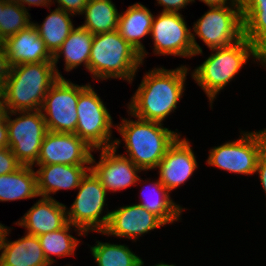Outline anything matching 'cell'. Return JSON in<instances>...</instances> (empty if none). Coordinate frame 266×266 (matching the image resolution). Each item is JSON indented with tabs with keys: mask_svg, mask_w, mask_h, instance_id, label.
I'll return each mask as SVG.
<instances>
[{
	"mask_svg": "<svg viewBox=\"0 0 266 266\" xmlns=\"http://www.w3.org/2000/svg\"><path fill=\"white\" fill-rule=\"evenodd\" d=\"M188 67L153 68L145 74L128 104V113L142 120L162 121L177 109L183 96Z\"/></svg>",
	"mask_w": 266,
	"mask_h": 266,
	"instance_id": "obj_1",
	"label": "cell"
},
{
	"mask_svg": "<svg viewBox=\"0 0 266 266\" xmlns=\"http://www.w3.org/2000/svg\"><path fill=\"white\" fill-rule=\"evenodd\" d=\"M58 79L53 62L12 66L1 94L6 112L40 110L48 90Z\"/></svg>",
	"mask_w": 266,
	"mask_h": 266,
	"instance_id": "obj_2",
	"label": "cell"
},
{
	"mask_svg": "<svg viewBox=\"0 0 266 266\" xmlns=\"http://www.w3.org/2000/svg\"><path fill=\"white\" fill-rule=\"evenodd\" d=\"M212 51L214 53L191 73L209 98L211 108L217 94L232 81L251 56L262 65L264 61V55L245 37Z\"/></svg>",
	"mask_w": 266,
	"mask_h": 266,
	"instance_id": "obj_3",
	"label": "cell"
},
{
	"mask_svg": "<svg viewBox=\"0 0 266 266\" xmlns=\"http://www.w3.org/2000/svg\"><path fill=\"white\" fill-rule=\"evenodd\" d=\"M122 118L116 126L127 149L128 158L142 171L156 169L169 146L180 135L163 127L162 123Z\"/></svg>",
	"mask_w": 266,
	"mask_h": 266,
	"instance_id": "obj_4",
	"label": "cell"
},
{
	"mask_svg": "<svg viewBox=\"0 0 266 266\" xmlns=\"http://www.w3.org/2000/svg\"><path fill=\"white\" fill-rule=\"evenodd\" d=\"M142 59L118 30L93 36L89 58V72L93 79H123L131 83L140 69Z\"/></svg>",
	"mask_w": 266,
	"mask_h": 266,
	"instance_id": "obj_5",
	"label": "cell"
},
{
	"mask_svg": "<svg viewBox=\"0 0 266 266\" xmlns=\"http://www.w3.org/2000/svg\"><path fill=\"white\" fill-rule=\"evenodd\" d=\"M192 42L195 56L202 54L195 35L212 49L230 46L244 37V23L241 5L210 7L193 25Z\"/></svg>",
	"mask_w": 266,
	"mask_h": 266,
	"instance_id": "obj_6",
	"label": "cell"
},
{
	"mask_svg": "<svg viewBox=\"0 0 266 266\" xmlns=\"http://www.w3.org/2000/svg\"><path fill=\"white\" fill-rule=\"evenodd\" d=\"M75 134L94 150L113 147L112 117L91 85L79 86Z\"/></svg>",
	"mask_w": 266,
	"mask_h": 266,
	"instance_id": "obj_7",
	"label": "cell"
},
{
	"mask_svg": "<svg viewBox=\"0 0 266 266\" xmlns=\"http://www.w3.org/2000/svg\"><path fill=\"white\" fill-rule=\"evenodd\" d=\"M13 115L19 116L12 120ZM6 122L8 147L22 166L33 167L48 132L41 110L6 112Z\"/></svg>",
	"mask_w": 266,
	"mask_h": 266,
	"instance_id": "obj_8",
	"label": "cell"
},
{
	"mask_svg": "<svg viewBox=\"0 0 266 266\" xmlns=\"http://www.w3.org/2000/svg\"><path fill=\"white\" fill-rule=\"evenodd\" d=\"M242 134L238 140L210 149L207 164L235 174H255L259 155L266 146V128Z\"/></svg>",
	"mask_w": 266,
	"mask_h": 266,
	"instance_id": "obj_9",
	"label": "cell"
},
{
	"mask_svg": "<svg viewBox=\"0 0 266 266\" xmlns=\"http://www.w3.org/2000/svg\"><path fill=\"white\" fill-rule=\"evenodd\" d=\"M78 194L69 210H66L70 224L82 229L86 234L90 231L103 232L110 218V212L101 217L106 202V189L90 170L77 188Z\"/></svg>",
	"mask_w": 266,
	"mask_h": 266,
	"instance_id": "obj_10",
	"label": "cell"
},
{
	"mask_svg": "<svg viewBox=\"0 0 266 266\" xmlns=\"http://www.w3.org/2000/svg\"><path fill=\"white\" fill-rule=\"evenodd\" d=\"M79 85L59 78L48 90L41 112L48 131L75 133ZM45 112V113H44Z\"/></svg>",
	"mask_w": 266,
	"mask_h": 266,
	"instance_id": "obj_11",
	"label": "cell"
},
{
	"mask_svg": "<svg viewBox=\"0 0 266 266\" xmlns=\"http://www.w3.org/2000/svg\"><path fill=\"white\" fill-rule=\"evenodd\" d=\"M150 35L154 54L194 57L192 31L181 13L161 12L153 19Z\"/></svg>",
	"mask_w": 266,
	"mask_h": 266,
	"instance_id": "obj_12",
	"label": "cell"
},
{
	"mask_svg": "<svg viewBox=\"0 0 266 266\" xmlns=\"http://www.w3.org/2000/svg\"><path fill=\"white\" fill-rule=\"evenodd\" d=\"M120 143V139H115L113 147L98 149L101 150V156L97 163L93 155L91 157L90 170L100 180L106 192L121 191L142 181L137 175L142 170L127 156L116 154Z\"/></svg>",
	"mask_w": 266,
	"mask_h": 266,
	"instance_id": "obj_13",
	"label": "cell"
},
{
	"mask_svg": "<svg viewBox=\"0 0 266 266\" xmlns=\"http://www.w3.org/2000/svg\"><path fill=\"white\" fill-rule=\"evenodd\" d=\"M91 151L94 149L75 133L48 131L42 141L36 165H90Z\"/></svg>",
	"mask_w": 266,
	"mask_h": 266,
	"instance_id": "obj_14",
	"label": "cell"
},
{
	"mask_svg": "<svg viewBox=\"0 0 266 266\" xmlns=\"http://www.w3.org/2000/svg\"><path fill=\"white\" fill-rule=\"evenodd\" d=\"M197 167L190 142L179 135L158 164L159 180L170 192L184 184Z\"/></svg>",
	"mask_w": 266,
	"mask_h": 266,
	"instance_id": "obj_15",
	"label": "cell"
},
{
	"mask_svg": "<svg viewBox=\"0 0 266 266\" xmlns=\"http://www.w3.org/2000/svg\"><path fill=\"white\" fill-rule=\"evenodd\" d=\"M162 226L165 224L153 213L139 204H132L111 211L107 227L101 234L134 241L143 234Z\"/></svg>",
	"mask_w": 266,
	"mask_h": 266,
	"instance_id": "obj_16",
	"label": "cell"
},
{
	"mask_svg": "<svg viewBox=\"0 0 266 266\" xmlns=\"http://www.w3.org/2000/svg\"><path fill=\"white\" fill-rule=\"evenodd\" d=\"M66 210L53 197H42L15 224L24 227L26 234L39 236L63 228L68 223Z\"/></svg>",
	"mask_w": 266,
	"mask_h": 266,
	"instance_id": "obj_17",
	"label": "cell"
},
{
	"mask_svg": "<svg viewBox=\"0 0 266 266\" xmlns=\"http://www.w3.org/2000/svg\"><path fill=\"white\" fill-rule=\"evenodd\" d=\"M6 226L0 233V266H46L48 261L44 256L37 236L26 234L16 241H8Z\"/></svg>",
	"mask_w": 266,
	"mask_h": 266,
	"instance_id": "obj_18",
	"label": "cell"
},
{
	"mask_svg": "<svg viewBox=\"0 0 266 266\" xmlns=\"http://www.w3.org/2000/svg\"><path fill=\"white\" fill-rule=\"evenodd\" d=\"M11 66L24 63L52 62L39 32L32 23L26 29L3 41Z\"/></svg>",
	"mask_w": 266,
	"mask_h": 266,
	"instance_id": "obj_19",
	"label": "cell"
},
{
	"mask_svg": "<svg viewBox=\"0 0 266 266\" xmlns=\"http://www.w3.org/2000/svg\"><path fill=\"white\" fill-rule=\"evenodd\" d=\"M37 190L40 197H51L59 190L76 189L90 171V166L49 164L37 165Z\"/></svg>",
	"mask_w": 266,
	"mask_h": 266,
	"instance_id": "obj_20",
	"label": "cell"
},
{
	"mask_svg": "<svg viewBox=\"0 0 266 266\" xmlns=\"http://www.w3.org/2000/svg\"><path fill=\"white\" fill-rule=\"evenodd\" d=\"M154 15L141 3L128 6L127 10L120 14L118 32L137 52L140 53L142 63L148 54L141 38L151 33Z\"/></svg>",
	"mask_w": 266,
	"mask_h": 266,
	"instance_id": "obj_21",
	"label": "cell"
},
{
	"mask_svg": "<svg viewBox=\"0 0 266 266\" xmlns=\"http://www.w3.org/2000/svg\"><path fill=\"white\" fill-rule=\"evenodd\" d=\"M93 36L94 35L89 30L81 26L71 31L61 47L52 56V62L59 78H63V76L60 74L56 64H58L57 62L61 55H63L65 60V70L67 72L76 69L81 64H83L89 72V58Z\"/></svg>",
	"mask_w": 266,
	"mask_h": 266,
	"instance_id": "obj_22",
	"label": "cell"
},
{
	"mask_svg": "<svg viewBox=\"0 0 266 266\" xmlns=\"http://www.w3.org/2000/svg\"><path fill=\"white\" fill-rule=\"evenodd\" d=\"M39 197L37 176L32 166H21L15 172L0 175V201L8 202Z\"/></svg>",
	"mask_w": 266,
	"mask_h": 266,
	"instance_id": "obj_23",
	"label": "cell"
},
{
	"mask_svg": "<svg viewBox=\"0 0 266 266\" xmlns=\"http://www.w3.org/2000/svg\"><path fill=\"white\" fill-rule=\"evenodd\" d=\"M149 186H146L144 190L142 189V202L138 204L157 216L165 225L180 220L182 210L184 211L186 208L183 209L179 204L173 202L168 189L159 179L149 184ZM146 188L149 191L147 195L144 194Z\"/></svg>",
	"mask_w": 266,
	"mask_h": 266,
	"instance_id": "obj_24",
	"label": "cell"
},
{
	"mask_svg": "<svg viewBox=\"0 0 266 266\" xmlns=\"http://www.w3.org/2000/svg\"><path fill=\"white\" fill-rule=\"evenodd\" d=\"M244 37L266 54V0H241Z\"/></svg>",
	"mask_w": 266,
	"mask_h": 266,
	"instance_id": "obj_25",
	"label": "cell"
},
{
	"mask_svg": "<svg viewBox=\"0 0 266 266\" xmlns=\"http://www.w3.org/2000/svg\"><path fill=\"white\" fill-rule=\"evenodd\" d=\"M73 14L56 8L45 18L42 24L33 23L43 40L46 49L53 56L61 47L71 31L75 28L72 23ZM70 17V18H69Z\"/></svg>",
	"mask_w": 266,
	"mask_h": 266,
	"instance_id": "obj_26",
	"label": "cell"
},
{
	"mask_svg": "<svg viewBox=\"0 0 266 266\" xmlns=\"http://www.w3.org/2000/svg\"><path fill=\"white\" fill-rule=\"evenodd\" d=\"M82 14H85V23L81 27L93 35L118 29L120 13L112 0H89Z\"/></svg>",
	"mask_w": 266,
	"mask_h": 266,
	"instance_id": "obj_27",
	"label": "cell"
},
{
	"mask_svg": "<svg viewBox=\"0 0 266 266\" xmlns=\"http://www.w3.org/2000/svg\"><path fill=\"white\" fill-rule=\"evenodd\" d=\"M72 226L75 227V231H78L79 236L87 235L82 229L68 222L63 228L57 231L37 236L44 256L49 264H53L56 261L51 257V255L60 258L75 254L76 247L79 245V240L69 234Z\"/></svg>",
	"mask_w": 266,
	"mask_h": 266,
	"instance_id": "obj_28",
	"label": "cell"
},
{
	"mask_svg": "<svg viewBox=\"0 0 266 266\" xmlns=\"http://www.w3.org/2000/svg\"><path fill=\"white\" fill-rule=\"evenodd\" d=\"M96 243L90 249L98 266H144L143 260L124 244Z\"/></svg>",
	"mask_w": 266,
	"mask_h": 266,
	"instance_id": "obj_29",
	"label": "cell"
},
{
	"mask_svg": "<svg viewBox=\"0 0 266 266\" xmlns=\"http://www.w3.org/2000/svg\"><path fill=\"white\" fill-rule=\"evenodd\" d=\"M28 9L21 7L17 2H7L3 0V10L1 11L0 42L9 36L17 34L26 29L33 22Z\"/></svg>",
	"mask_w": 266,
	"mask_h": 266,
	"instance_id": "obj_30",
	"label": "cell"
},
{
	"mask_svg": "<svg viewBox=\"0 0 266 266\" xmlns=\"http://www.w3.org/2000/svg\"><path fill=\"white\" fill-rule=\"evenodd\" d=\"M21 166L9 147L0 148V175L15 172Z\"/></svg>",
	"mask_w": 266,
	"mask_h": 266,
	"instance_id": "obj_31",
	"label": "cell"
},
{
	"mask_svg": "<svg viewBox=\"0 0 266 266\" xmlns=\"http://www.w3.org/2000/svg\"><path fill=\"white\" fill-rule=\"evenodd\" d=\"M11 65L3 42H0V94L4 89L5 83L10 76Z\"/></svg>",
	"mask_w": 266,
	"mask_h": 266,
	"instance_id": "obj_32",
	"label": "cell"
},
{
	"mask_svg": "<svg viewBox=\"0 0 266 266\" xmlns=\"http://www.w3.org/2000/svg\"><path fill=\"white\" fill-rule=\"evenodd\" d=\"M89 0H56L59 4L57 8L73 15H82Z\"/></svg>",
	"mask_w": 266,
	"mask_h": 266,
	"instance_id": "obj_33",
	"label": "cell"
},
{
	"mask_svg": "<svg viewBox=\"0 0 266 266\" xmlns=\"http://www.w3.org/2000/svg\"><path fill=\"white\" fill-rule=\"evenodd\" d=\"M157 3L164 6L162 12L179 13L182 8L192 3V0H157Z\"/></svg>",
	"mask_w": 266,
	"mask_h": 266,
	"instance_id": "obj_34",
	"label": "cell"
},
{
	"mask_svg": "<svg viewBox=\"0 0 266 266\" xmlns=\"http://www.w3.org/2000/svg\"><path fill=\"white\" fill-rule=\"evenodd\" d=\"M255 173L259 174L260 182L263 186L262 188L266 194V146L259 155Z\"/></svg>",
	"mask_w": 266,
	"mask_h": 266,
	"instance_id": "obj_35",
	"label": "cell"
},
{
	"mask_svg": "<svg viewBox=\"0 0 266 266\" xmlns=\"http://www.w3.org/2000/svg\"><path fill=\"white\" fill-rule=\"evenodd\" d=\"M195 0H192L194 2ZM210 7H220L229 5H241V0H199ZM229 1V3L227 2Z\"/></svg>",
	"mask_w": 266,
	"mask_h": 266,
	"instance_id": "obj_36",
	"label": "cell"
},
{
	"mask_svg": "<svg viewBox=\"0 0 266 266\" xmlns=\"http://www.w3.org/2000/svg\"><path fill=\"white\" fill-rule=\"evenodd\" d=\"M8 147V128L6 122V115L5 118L0 121V148H7Z\"/></svg>",
	"mask_w": 266,
	"mask_h": 266,
	"instance_id": "obj_37",
	"label": "cell"
},
{
	"mask_svg": "<svg viewBox=\"0 0 266 266\" xmlns=\"http://www.w3.org/2000/svg\"><path fill=\"white\" fill-rule=\"evenodd\" d=\"M52 2V0H18L17 3L25 8H26V5L25 4H28V6H44V7H48L50 5V3Z\"/></svg>",
	"mask_w": 266,
	"mask_h": 266,
	"instance_id": "obj_38",
	"label": "cell"
},
{
	"mask_svg": "<svg viewBox=\"0 0 266 266\" xmlns=\"http://www.w3.org/2000/svg\"><path fill=\"white\" fill-rule=\"evenodd\" d=\"M5 115H6L5 103L2 95L0 94V121H2L5 118Z\"/></svg>",
	"mask_w": 266,
	"mask_h": 266,
	"instance_id": "obj_39",
	"label": "cell"
},
{
	"mask_svg": "<svg viewBox=\"0 0 266 266\" xmlns=\"http://www.w3.org/2000/svg\"><path fill=\"white\" fill-rule=\"evenodd\" d=\"M154 266H175L174 264H166V263H163V262H160V263H157L155 264Z\"/></svg>",
	"mask_w": 266,
	"mask_h": 266,
	"instance_id": "obj_40",
	"label": "cell"
},
{
	"mask_svg": "<svg viewBox=\"0 0 266 266\" xmlns=\"http://www.w3.org/2000/svg\"><path fill=\"white\" fill-rule=\"evenodd\" d=\"M3 10V0H0V24H1V11Z\"/></svg>",
	"mask_w": 266,
	"mask_h": 266,
	"instance_id": "obj_41",
	"label": "cell"
},
{
	"mask_svg": "<svg viewBox=\"0 0 266 266\" xmlns=\"http://www.w3.org/2000/svg\"><path fill=\"white\" fill-rule=\"evenodd\" d=\"M263 65L266 66V54L264 55Z\"/></svg>",
	"mask_w": 266,
	"mask_h": 266,
	"instance_id": "obj_42",
	"label": "cell"
},
{
	"mask_svg": "<svg viewBox=\"0 0 266 266\" xmlns=\"http://www.w3.org/2000/svg\"><path fill=\"white\" fill-rule=\"evenodd\" d=\"M7 2H17L18 0H5Z\"/></svg>",
	"mask_w": 266,
	"mask_h": 266,
	"instance_id": "obj_43",
	"label": "cell"
},
{
	"mask_svg": "<svg viewBox=\"0 0 266 266\" xmlns=\"http://www.w3.org/2000/svg\"><path fill=\"white\" fill-rule=\"evenodd\" d=\"M3 226H4V225H2V224L0 223V233H1V231H2Z\"/></svg>",
	"mask_w": 266,
	"mask_h": 266,
	"instance_id": "obj_44",
	"label": "cell"
}]
</instances>
